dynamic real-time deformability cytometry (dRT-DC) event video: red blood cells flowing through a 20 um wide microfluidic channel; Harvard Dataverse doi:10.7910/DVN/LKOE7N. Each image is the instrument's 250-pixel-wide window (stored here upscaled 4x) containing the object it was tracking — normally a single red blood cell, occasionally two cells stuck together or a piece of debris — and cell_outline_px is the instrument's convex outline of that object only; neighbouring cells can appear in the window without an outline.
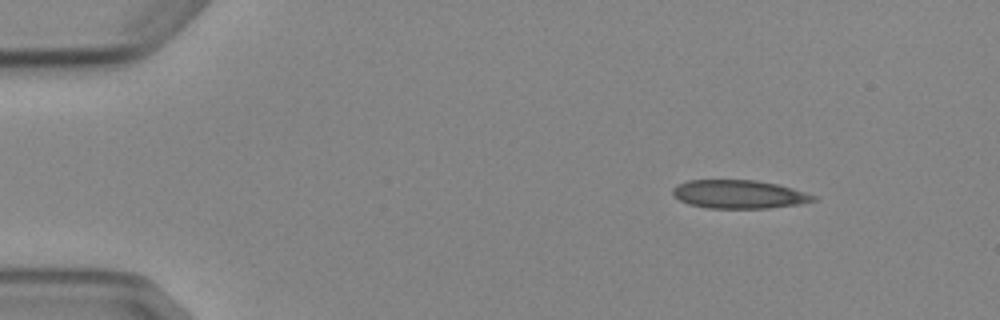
{"species": "Egyptian fruit bat (a non-hibernating species)", "species_latin": "Rousettus aegyptiacus", "temperature_condition": "cold", "stored_images_in_passage": 6, "camera_frame_rate_fps": 3000, "um_per_image_px": 0.085, "animal": {"sex": "female"}, "frame": {"image": 1, "passage_image": 1, "time_ms": 0.0, "image_size_px": [1000, 320], "cell_outline_px": [[816, 200], [800, 204], [768, 208], [708, 208], [688, 204], [680, 200], [672, 192], [672, 188], [676, 184], [688, 180], [756, 180], [780, 184], [816, 196]], "centroid_in_image_um": [62.8, 16.5], "position_along_channel_um": 22.2, "area_um2": 23.35}}
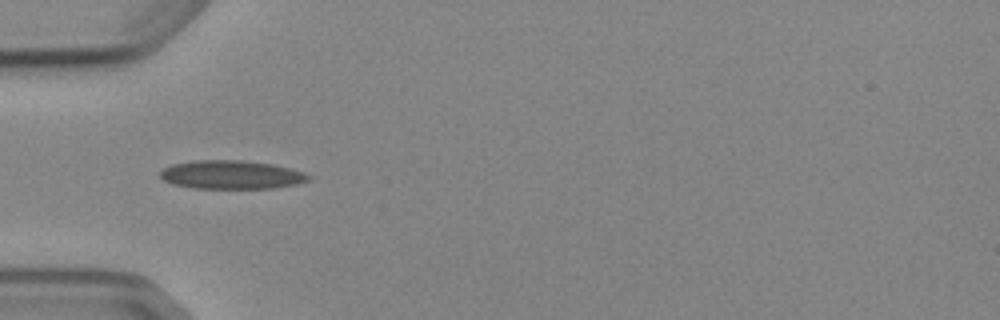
{"frame": {"image": 2, "passage_image": 4, "time_ms": 3.333, "image_size_px": [1000, 320], "cell_outline_px": [[312, 180], [296, 184], [272, 188], [192, 188], [172, 184], [164, 180], [160, 176], [160, 172], [164, 168], [172, 164], [192, 160], [244, 160], [272, 164], [292, 168], [304, 172], [312, 176]], "centroid_in_image_um": [19.7, 14.84], "position_along_channel_um": 65.3, "area_um2": 24.91}}
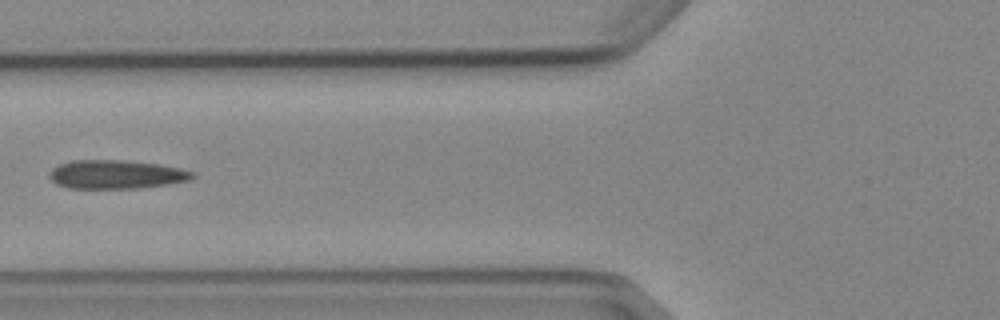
{"frame": {"image": 3, "passage_image": 5, "time_ms": 4.667, "image_size_px": [1000, 320], "cell_outline_px": [[196, 176], [192, 180], [168, 184], [136, 188], [68, 188], [56, 184], [48, 176], [52, 168], [60, 164], [72, 160], [120, 160], [156, 164], [180, 168], [196, 172]], "centroid_in_image_um": [9.89, 14.83], "position_along_channel_um": 115.9, "area_um2": 23.93}}